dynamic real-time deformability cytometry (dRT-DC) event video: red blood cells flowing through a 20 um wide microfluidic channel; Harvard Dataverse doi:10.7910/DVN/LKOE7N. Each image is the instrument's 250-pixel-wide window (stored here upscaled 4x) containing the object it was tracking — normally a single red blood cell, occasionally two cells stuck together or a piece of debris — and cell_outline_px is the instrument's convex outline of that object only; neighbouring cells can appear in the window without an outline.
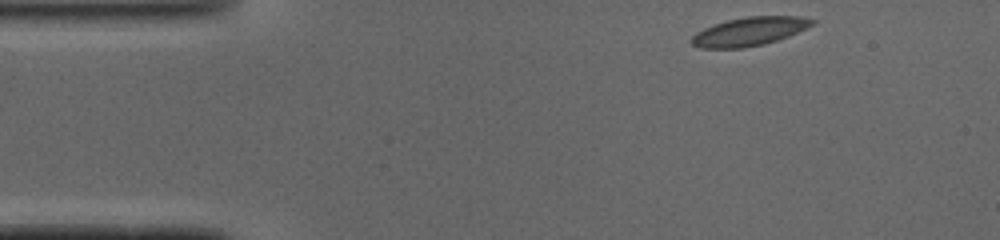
{"species": "common noctule bat (a hibernating species)", "species_latin": "Nyctalus noctula", "temperature_condition": "cold", "stored_images_in_passage": 44, "camera_frame_rate_fps": 3000, "um_per_image_px": 0.085, "animal": {"sex": "male", "body_mass_g": 19.0, "forearm_length_mm": 50.8}, "frame": {"image": 1, "passage_image": 1, "time_ms": 0.0, "image_size_px": [1000, 240], "cell_outline_px": [[816, 20], [808, 28], [788, 36], [764, 44], [744, 48], [700, 48], [692, 44], [692, 36], [696, 32], [704, 28], [728, 20], [744, 16], [800, 16]], "centroid_in_image_um": [63.71, 2.67], "position_along_channel_um": 21.3, "area_um2": 20.0}}
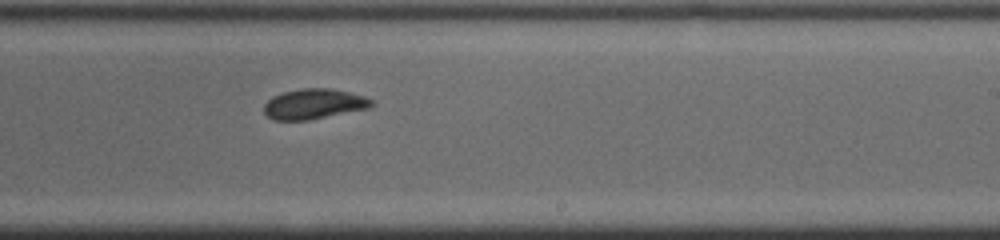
{"frame": {"image": 2, "passage_image": 24, "time_ms": 7.667, "image_size_px": [1000, 240], "cell_outline_px": [[376, 104], [372, 108], [308, 120], [272, 120], [264, 112], [264, 104], [272, 96], [284, 92], [300, 88], [332, 88], [364, 96], [372, 100]], "centroid_in_image_um": [26.71, 8.84], "position_along_channel_um": 262.3, "area_um2": 19.13}}
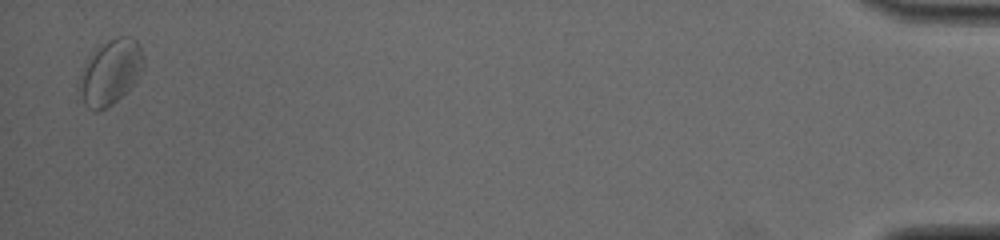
{"frame": {"image": 3, "passage_image": 43, "time_ms": 14.0, "image_size_px": [1000, 240], "cell_outline_px": [[144, 68], [136, 80], [108, 108], [96, 112], [88, 108], [76, 96], [76, 88], [80, 72], [88, 56], [96, 48], [108, 40], [116, 36], [132, 36], [140, 44], [144, 56]], "centroid_in_image_um": [9.32, 6.14], "position_along_channel_um": 425.9, "area_um2": 25.09}, "authors_computed_cell_mechanics": {"area_um2": 19.9699, "velocity_mm_per_s": 4.046, "shape_relaxation_time_tau1_ms": 7.3001, "shape_relaxation_time_tau2_ms": 2.3456, "deformation_change_tau1": 0.1208, "deformation_change_tau2": 0.0563}}